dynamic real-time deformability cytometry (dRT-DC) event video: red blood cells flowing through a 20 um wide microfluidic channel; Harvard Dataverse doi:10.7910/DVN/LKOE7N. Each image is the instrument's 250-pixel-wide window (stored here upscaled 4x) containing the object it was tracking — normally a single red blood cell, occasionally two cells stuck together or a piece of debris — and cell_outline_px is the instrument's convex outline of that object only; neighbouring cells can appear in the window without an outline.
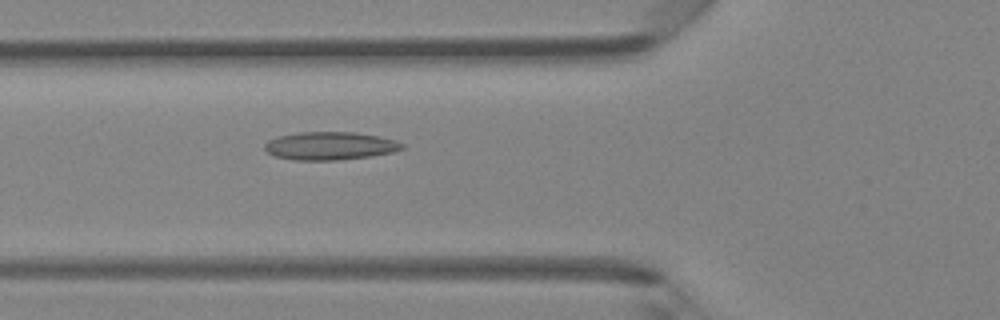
{"species": "Egyptian fruit bat (a non-hibernating species)", "species_latin": "Rousettus aegyptiacus", "temperature_condition": "room temperature", "stored_images_in_passage": 46, "camera_frame_rate_fps": 3000, "um_per_image_px": 0.085, "animal": {"sex": "female"}, "frame": {"image": 1, "passage_image": 17, "time_ms": 5.333, "image_size_px": [1000, 320], "cell_outline_px": [[404, 148], [392, 152], [372, 156], [336, 160], [292, 160], [276, 156], [268, 152], [264, 148], [264, 144], [268, 140], [276, 136], [300, 132], [352, 132], [380, 136], [396, 140], [404, 144]], "centroid_in_image_um": [28.05, 12.39], "position_along_channel_um": 97.8, "area_um2": 22.54}}
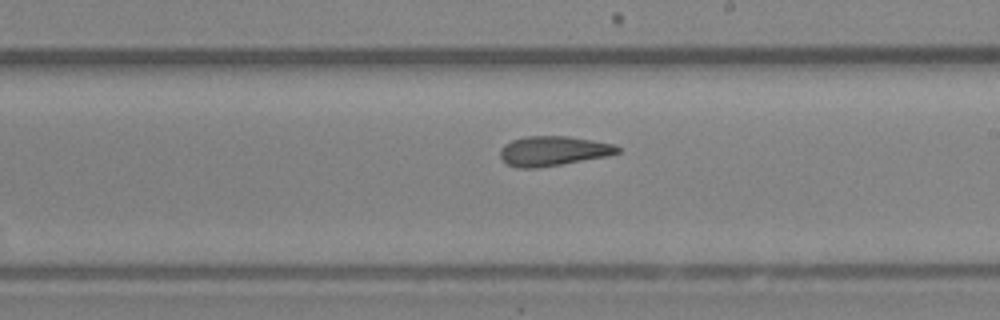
{"frame": {"image": 2, "passage_image": 27, "time_ms": 8.667, "image_size_px": [1000, 320], "cell_outline_px": [[620, 152], [608, 156], [536, 168], [516, 168], [508, 164], [500, 156], [500, 148], [504, 144], [512, 140], [524, 136], [568, 136], [592, 140], [612, 144], [620, 148]], "centroid_in_image_um": [46.99, 12.82], "position_along_channel_um": 242.0, "area_um2": 20.23}}
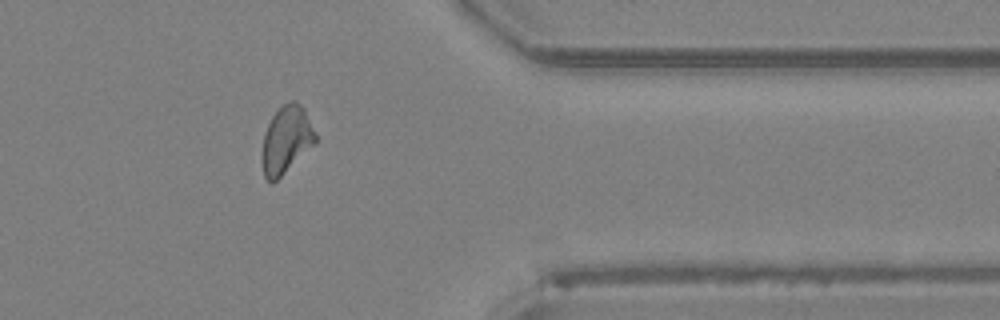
{"frame": {"image": 3, "passage_image": 38, "time_ms": 12.333, "image_size_px": [1000, 320], "cell_outline_px": [[316, 144], [272, 184], [264, 176], [260, 160], [260, 156], [264, 132], [272, 116], [284, 104], [292, 100], [296, 100], [304, 108], [316, 136]], "centroid_in_image_um": [24.3, 11.91], "position_along_channel_um": 387.1, "area_um2": 21.15}, "authors_computed_cell_mechanics": {"area_um2": 21.0103, "velocity_mm_per_s": 4.3315, "shape_relaxation_time_tau1_ms": null, "shape_relaxation_time_tau2_ms": 3.0326, "deformation_change_tau1": null, "deformation_change_tau2": 0.1098}}